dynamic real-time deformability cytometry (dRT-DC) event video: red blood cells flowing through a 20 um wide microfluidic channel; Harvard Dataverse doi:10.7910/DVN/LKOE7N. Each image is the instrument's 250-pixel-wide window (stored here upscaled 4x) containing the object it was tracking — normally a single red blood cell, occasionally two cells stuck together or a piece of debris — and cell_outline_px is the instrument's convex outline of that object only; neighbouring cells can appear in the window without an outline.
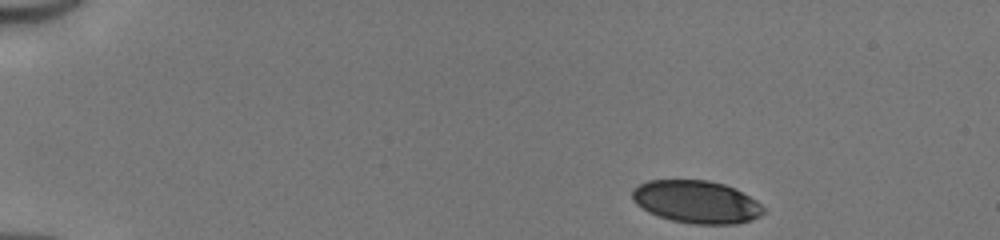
{"species": "human", "species_latin": "Homo sapiens", "temperature_condition": "cold", "stored_images_in_passage": 43, "camera_frame_rate_fps": 3000, "um_per_image_px": 0.085, "donor": {"sex": "male"}, "frame": {"image": 1, "passage_image": 1, "time_ms": 0.0, "image_size_px": [1000, 240], "cell_outline_px": [[764, 212], [760, 216], [752, 220], [736, 224], [692, 224], [672, 220], [648, 212], [636, 204], [632, 200], [632, 188], [648, 180], [708, 180], [724, 184], [736, 188], [756, 200], [764, 208]], "centroid_in_image_um": [59.2, 17.15], "position_along_channel_um": 25.8, "area_um2": 32.77}}
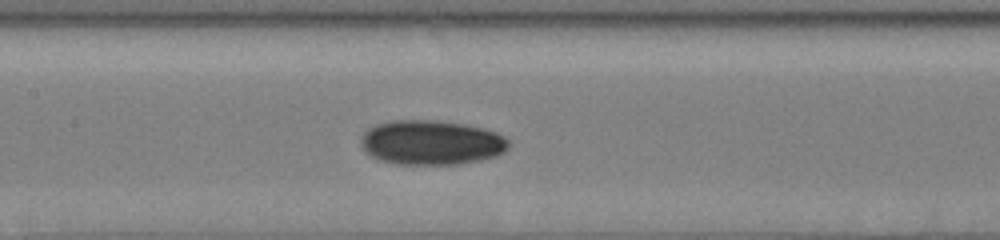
{"frame": {"image": 2, "passage_image": 19, "time_ms": 6.0, "image_size_px": [1000, 240], "cell_outline_px": [[508, 148], [504, 152], [496, 156], [480, 160], [456, 164], [396, 164], [380, 160], [372, 156], [360, 144], [360, 136], [368, 128], [376, 124], [392, 120], [440, 120], [464, 124], [484, 128], [496, 132], [504, 136], [508, 140]], "centroid_in_image_um": [36.66, 12.1], "position_along_channel_um": 170.7, "area_um2": 38.55}}
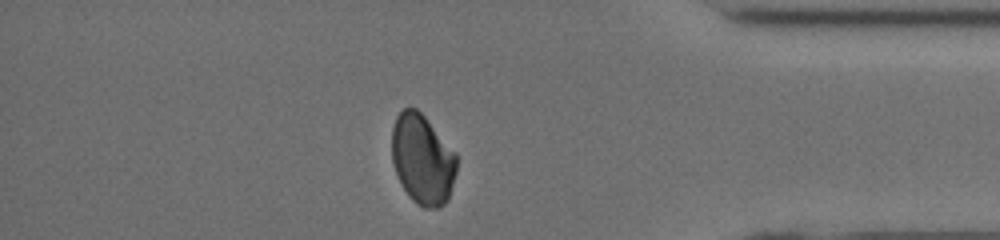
{"frame": {"image": 3, "passage_image": 37, "time_ms": 12.0, "image_size_px": [1000, 240], "cell_outline_px": [[456, 172], [448, 200], [440, 208], [424, 208], [416, 204], [408, 196], [396, 172], [392, 160], [392, 128], [396, 116], [404, 108], [416, 108], [424, 116], [456, 152]], "centroid_in_image_um": [35.91, 13.56], "position_along_channel_um": 399.3, "area_um2": 33.99}, "authors_computed_cell_mechanics": {"area_um2": 35.4314, "velocity_mm_per_s": 4.1667, "shape_relaxation_time_tau1_ms": 7.2619, "shape_relaxation_time_tau2_ms": 7.239, "deformation_change_tau1": 0.141, "deformation_change_tau2": 0.0923}}